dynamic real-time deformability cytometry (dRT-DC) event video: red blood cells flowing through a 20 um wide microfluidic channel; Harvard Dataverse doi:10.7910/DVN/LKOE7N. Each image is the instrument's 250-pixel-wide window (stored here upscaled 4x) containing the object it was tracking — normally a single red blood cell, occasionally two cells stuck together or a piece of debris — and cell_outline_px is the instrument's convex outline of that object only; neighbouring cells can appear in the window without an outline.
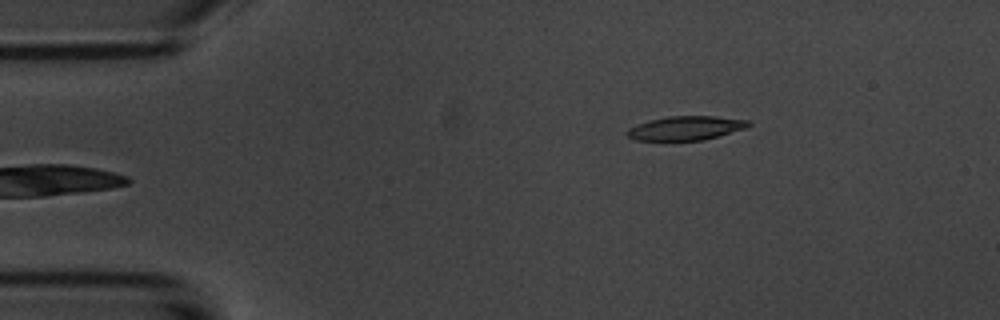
{"species": "common noctule bat (a hibernating species)", "species_latin": "Nyctalus noctula", "temperature_condition": "room temperature", "stored_images_in_passage": 4, "camera_frame_rate_fps": 3000, "um_per_image_px": 0.085, "animal": {"sex": "male", "body_mass_g": 20.1, "forearm_length_mm": 53.5}, "frame": {"image": 1, "passage_image": 4, "time_ms": 4.333, "image_size_px": [1000, 320], "cell_outline_px": [[752, 124], [744, 128], [704, 140], [636, 140], [628, 136], [628, 128], [636, 124], [648, 120], [668, 116], [716, 116], [752, 120]], "centroid_in_image_um": [58.31, 10.87], "position_along_channel_um": 26.7, "area_um2": 16.94}}